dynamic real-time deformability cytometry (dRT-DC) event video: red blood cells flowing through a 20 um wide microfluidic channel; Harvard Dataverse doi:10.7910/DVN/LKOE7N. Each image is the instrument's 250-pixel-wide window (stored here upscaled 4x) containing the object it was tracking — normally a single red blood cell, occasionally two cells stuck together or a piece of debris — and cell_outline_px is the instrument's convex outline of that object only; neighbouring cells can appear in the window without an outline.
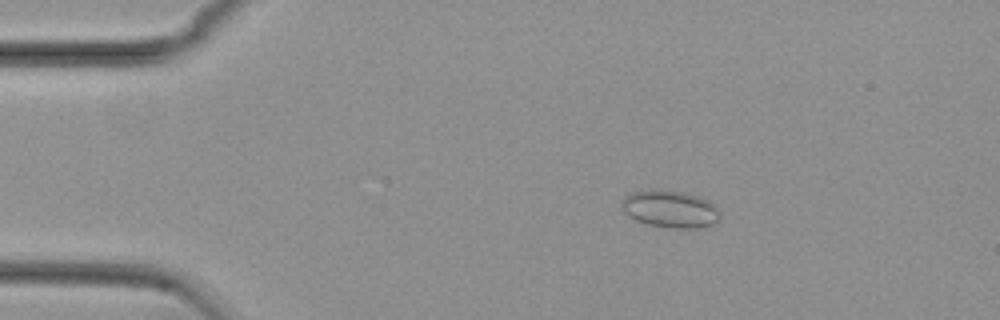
{"species": "common noctule bat (a hibernating species)", "species_latin": "Nyctalus noctula", "temperature_condition": "cold", "stored_images_in_passage": 54, "camera_frame_rate_fps": 3000, "um_per_image_px": 0.085, "animal": {"sex": "female", "body_mass_g": 29.2, "forearm_length_mm": 56.3}, "frame": {"image": 1, "passage_image": 9, "time_ms": 2.667, "image_size_px": [1000, 320], "cell_outline_px": [[720, 216], [712, 224], [700, 228], [672, 228], [648, 224], [636, 220], [624, 212], [620, 208], [620, 204], [624, 196], [632, 192], [652, 188], [684, 192], [708, 200], [720, 212]], "centroid_in_image_um": [56.91, 17.75], "position_along_channel_um": 28.1, "area_um2": 21.44}}
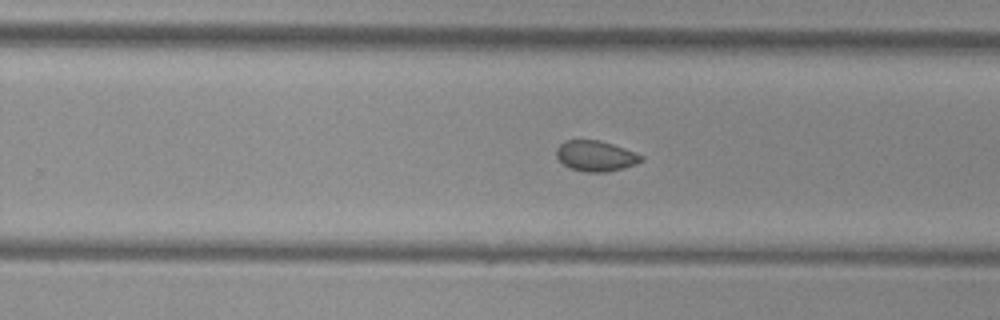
{"frame": {"image": 2, "passage_image": 34, "time_ms": 11.0, "image_size_px": [1000, 320], "cell_outline_px": [[644, 160], [636, 164], [624, 168], [608, 172], [584, 172], [568, 168], [556, 156], [556, 148], [564, 140], [600, 140], [636, 152], [644, 156]], "centroid_in_image_um": [50.65, 13.26], "position_along_channel_um": 279.2, "area_um2": 15.32}}
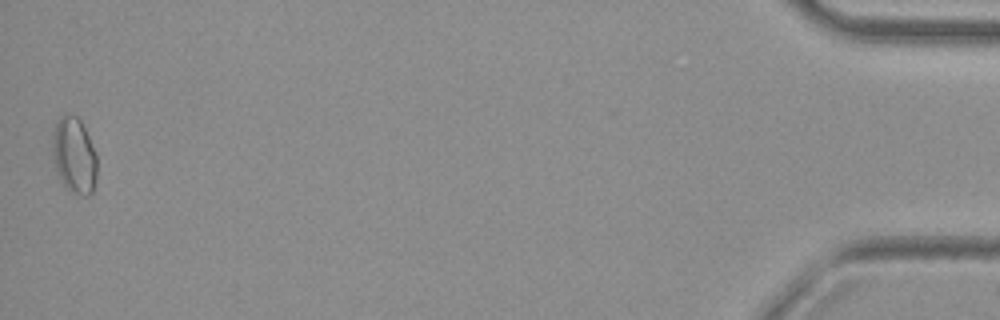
{"frame": {"image": 3, "passage_image": 54, "time_ms": 17.667, "image_size_px": [1000, 320], "cell_outline_px": [[96, 176], [92, 192], [88, 196], [84, 196], [72, 192], [64, 188], [56, 172], [52, 156], [52, 136], [56, 124], [60, 116], [76, 116], [80, 120], [88, 136], [96, 156]], "centroid_in_image_um": [6.27, 13.26], "position_along_channel_um": 428.9, "area_um2": 19.65}, "authors_computed_cell_mechanics": {"area_um2": 16.0106, "velocity_mm_per_s": 3.7325, "shape_relaxation_time_tau1_ms": null, "shape_relaxation_time_tau2_ms": 3.7859, "deformation_change_tau1": null, "deformation_change_tau2": 0.0482}}